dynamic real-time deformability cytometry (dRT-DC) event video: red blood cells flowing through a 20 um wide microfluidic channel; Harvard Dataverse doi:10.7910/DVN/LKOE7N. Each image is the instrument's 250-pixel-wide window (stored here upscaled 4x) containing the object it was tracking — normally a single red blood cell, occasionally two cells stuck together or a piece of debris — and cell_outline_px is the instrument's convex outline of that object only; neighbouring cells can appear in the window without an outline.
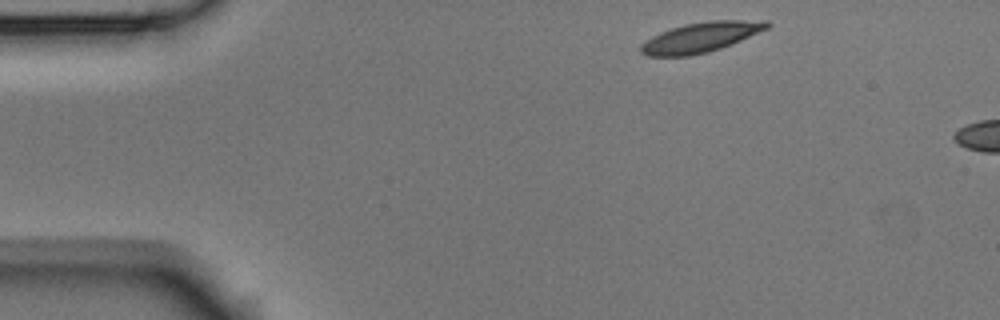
{"species": "Egyptian fruit bat (a non-hibernating species)", "species_latin": "Rousettus aegyptiacus", "temperature_condition": "room temperature", "stored_images_in_passage": 3, "camera_frame_rate_fps": 3000, "um_per_image_px": 0.085, "animal": {"sex": "male"}, "frame": {"image": 1, "passage_image": 1, "time_ms": 0.0, "image_size_px": [1000, 320], "cell_outline_px": [[772, 24], [768, 28], [732, 44], [708, 52], [688, 56], [648, 56], [640, 52], [640, 44], [652, 36], [660, 32], [684, 24], [708, 20], [768, 20]], "centroid_in_image_um": [59.57, 3.16], "position_along_channel_um": 25.4, "area_um2": 22.14}}